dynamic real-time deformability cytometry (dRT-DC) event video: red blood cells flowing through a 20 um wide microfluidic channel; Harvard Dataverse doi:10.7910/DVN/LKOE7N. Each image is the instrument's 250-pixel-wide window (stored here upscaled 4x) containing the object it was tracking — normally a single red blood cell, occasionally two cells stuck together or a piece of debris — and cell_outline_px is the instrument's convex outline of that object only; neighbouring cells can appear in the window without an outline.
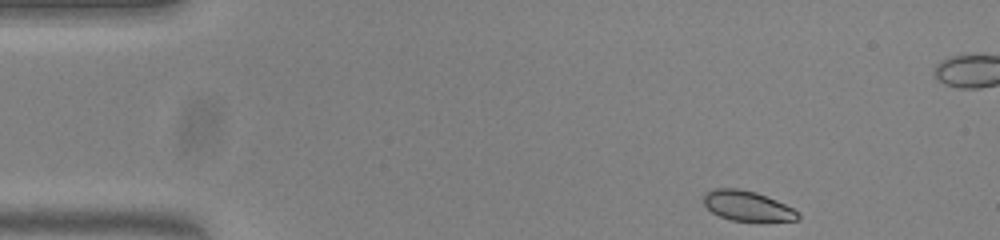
{"species": "common noctule bat (a hibernating species)", "species_latin": "Nyctalus noctula", "temperature_condition": "warm", "stored_images_in_passage": 49, "camera_frame_rate_fps": 3000, "um_per_image_px": 0.085, "animal": {"sex": "female", "body_mass_g": 23.0, "forearm_length_mm": 53.4}, "frame": {"image": 1, "passage_image": 1, "time_ms": 0.0, "image_size_px": [1000, 240], "cell_outline_px": [[800, 216], [796, 220], [732, 220], [720, 216], [712, 212], [704, 204], [704, 196], [708, 192], [716, 188], [736, 188], [756, 192], [776, 200], [800, 212]], "centroid_in_image_um": [63.52, 17.49], "position_along_channel_um": 21.5, "area_um2": 16.07}}
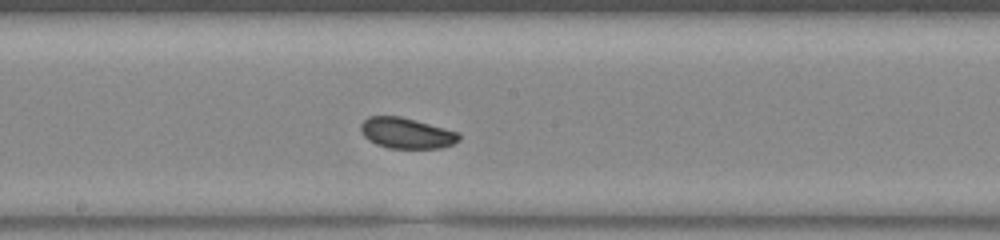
{"frame": {"image": 2, "passage_image": 23, "time_ms": 7.333, "image_size_px": [1000, 240], "cell_outline_px": [[460, 140], [452, 144], [440, 148], [388, 148], [376, 144], [368, 140], [360, 132], [360, 124], [368, 116], [400, 116], [460, 132]], "centroid_in_image_um": [34.54, 11.31], "position_along_channel_um": 213.7, "area_um2": 17.69}}
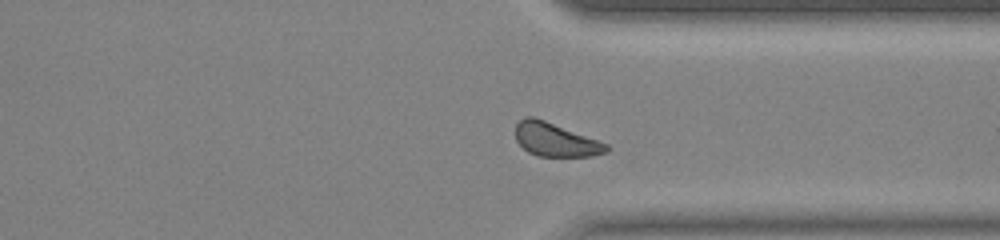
{"frame": {"image": 3, "passage_image": 35, "time_ms": 11.333, "image_size_px": [1000, 240], "cell_outline_px": [[608, 152], [592, 156], [536, 156], [528, 152], [516, 140], [516, 124], [524, 116], [532, 116], [544, 120], [608, 144]], "centroid_in_image_um": [47.19, 11.88], "position_along_channel_um": 364.2, "area_um2": 17.57}, "authors_computed_cell_mechanics": {"area_um2": 17.918, "velocity_mm_per_s": 3.768, "shape_relaxation_time_tau1_ms": 1.2872, "shape_relaxation_time_tau2_ms": 6.2133, "deformation_change_tau1": 0.0537, "deformation_change_tau2": 0.0783}}